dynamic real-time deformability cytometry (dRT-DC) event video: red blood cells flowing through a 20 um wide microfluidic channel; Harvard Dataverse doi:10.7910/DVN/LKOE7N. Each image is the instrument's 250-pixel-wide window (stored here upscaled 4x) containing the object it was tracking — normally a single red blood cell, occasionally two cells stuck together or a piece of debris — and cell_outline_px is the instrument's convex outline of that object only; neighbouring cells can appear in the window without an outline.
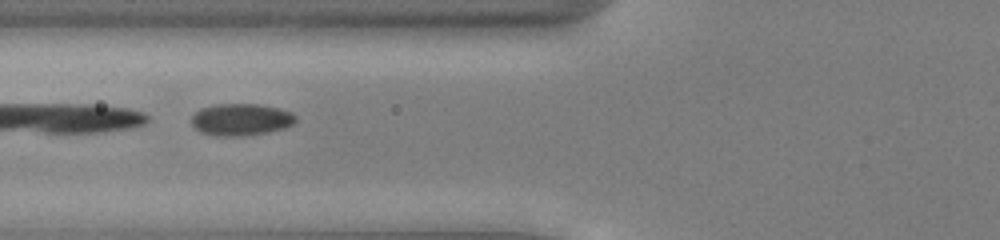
{"species": "common noctule bat (a hibernating species)", "species_latin": "Nyctalus noctula", "temperature_condition": "cold", "stored_images_in_passage": 34, "camera_frame_rate_fps": 3000, "um_per_image_px": 0.085, "animal": {"sex": "male", "body_mass_g": 13.0, "forearm_length_mm": 53.1}, "frame": {"image": 1, "passage_image": 22, "time_ms": 7.0, "image_size_px": [1000, 240], "cell_outline_px": [[296, 120], [292, 124], [284, 128], [268, 132], [240, 136], [216, 136], [200, 132], [192, 124], [192, 116], [200, 108], [216, 104], [256, 104], [276, 108], [292, 112], [296, 116]], "centroid_in_image_um": [20.47, 10.16], "position_along_channel_um": 105.3, "area_um2": 19.31}}
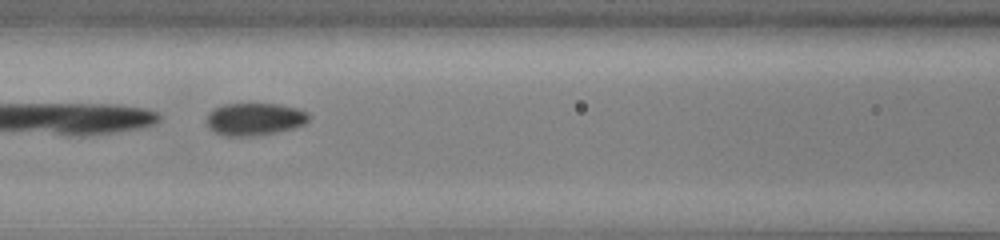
{"frame": {"image": 2, "passage_image": 25, "time_ms": 8.0, "image_size_px": [1000, 240], "cell_outline_px": [[308, 120], [304, 124], [292, 128], [276, 132], [252, 136], [224, 136], [208, 128], [208, 112], [224, 104], [280, 104], [296, 108], [308, 112]], "centroid_in_image_um": [21.64, 10.12], "position_along_channel_um": 145.0, "area_um2": 19.13}}
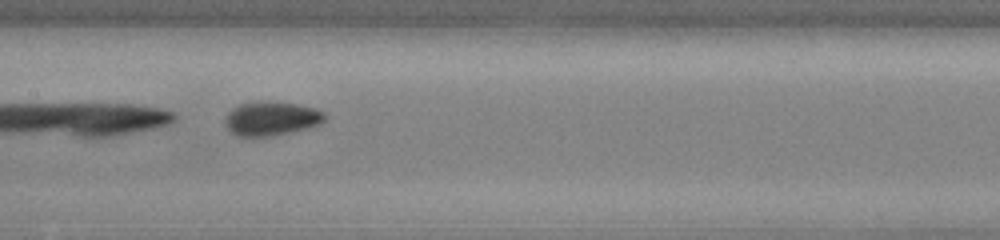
{"frame": {"image": 3, "passage_image": 28, "time_ms": 9.0, "image_size_px": [1000, 240], "cell_outline_px": [[328, 116], [320, 124], [308, 128], [272, 136], [236, 136], [224, 124], [224, 120], [228, 112], [232, 108], [240, 104], [296, 104], [316, 108], [324, 112]], "centroid_in_image_um": [23.09, 10.12], "position_along_channel_um": 184.3, "area_um2": 19.13}}